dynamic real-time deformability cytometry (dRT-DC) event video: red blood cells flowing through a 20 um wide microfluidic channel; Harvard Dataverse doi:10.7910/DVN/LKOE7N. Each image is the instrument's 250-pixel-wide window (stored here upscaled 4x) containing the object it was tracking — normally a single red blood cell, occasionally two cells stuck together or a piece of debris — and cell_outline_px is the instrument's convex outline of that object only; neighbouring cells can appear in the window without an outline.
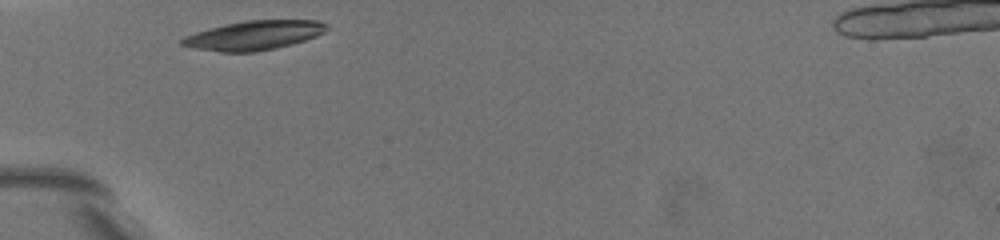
{"species": "common noctule bat (a hibernating species)", "species_latin": "Nyctalus noctula", "temperature_condition": "warm", "stored_images_in_passage": 6, "camera_frame_rate_fps": 3000, "um_per_image_px": 0.085, "animal": {"sex": "female", "body_mass_g": 19.5, "forearm_length_mm": 54.1}, "frame": {"image": 1, "passage_image": 1, "time_ms": 0.0, "image_size_px": [1000, 240], "cell_outline_px": [[328, 28], [324, 32], [316, 36], [292, 44], [276, 48], [256, 52], [220, 52], [196, 48], [180, 44], [180, 40], [184, 36], [196, 32], [244, 20], [320, 20], [328, 24]], "centroid_in_image_um": [21.63, 3.0], "position_along_channel_um": 63.4, "area_um2": 24.51}}